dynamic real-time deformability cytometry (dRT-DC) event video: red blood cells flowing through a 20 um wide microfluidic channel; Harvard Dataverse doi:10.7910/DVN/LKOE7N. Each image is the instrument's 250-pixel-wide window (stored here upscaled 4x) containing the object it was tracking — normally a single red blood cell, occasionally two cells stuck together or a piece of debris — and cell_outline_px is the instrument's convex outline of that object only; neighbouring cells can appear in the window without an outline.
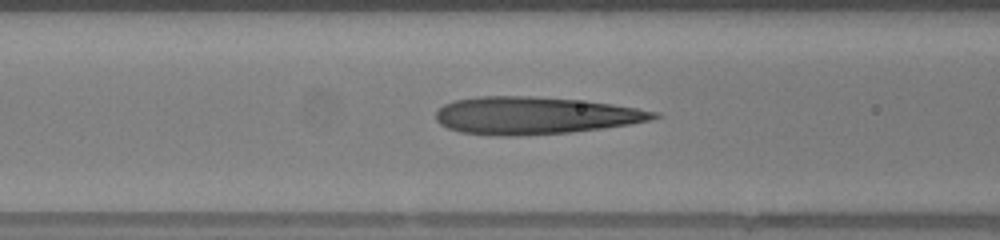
{"species": "human", "species_latin": "Homo sapiens", "temperature_condition": "warm", "stored_images_in_passage": 28, "camera_frame_rate_fps": 3000, "um_per_image_px": 0.085, "donor": {"sex": "female"}, "frame": {"image": 1, "passage_image": 9, "time_ms": 2.667, "image_size_px": [1000, 240], "cell_outline_px": [[664, 116], [652, 120], [604, 128], [568, 132], [520, 136], [496, 136], [460, 132], [448, 128], [440, 124], [436, 120], [436, 112], [444, 104], [456, 100], [476, 96], [532, 96], [576, 100], [612, 104], [660, 112]], "centroid_in_image_um": [45.46, 9.82], "position_along_channel_um": 121.1, "area_um2": 47.51}}
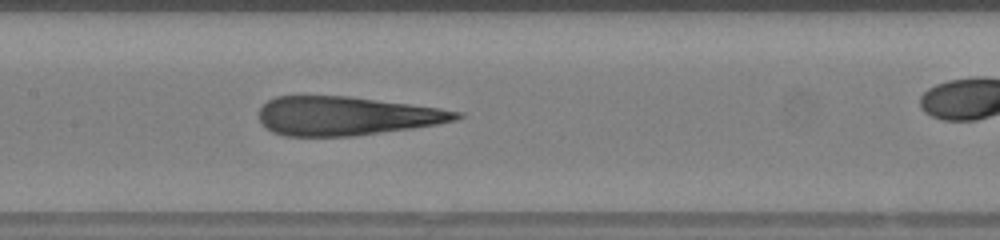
{"frame": {"image": 2, "passage_image": 13, "time_ms": 4.0, "image_size_px": [1000, 240], "cell_outline_px": [[464, 116], [456, 120], [436, 124], [412, 128], [352, 136], [284, 136], [272, 132], [260, 120], [260, 108], [268, 100], [276, 96], [348, 96], [440, 108], [464, 112]], "centroid_in_image_um": [29.45, 9.85], "position_along_channel_um": 177.9, "area_um2": 44.39}}